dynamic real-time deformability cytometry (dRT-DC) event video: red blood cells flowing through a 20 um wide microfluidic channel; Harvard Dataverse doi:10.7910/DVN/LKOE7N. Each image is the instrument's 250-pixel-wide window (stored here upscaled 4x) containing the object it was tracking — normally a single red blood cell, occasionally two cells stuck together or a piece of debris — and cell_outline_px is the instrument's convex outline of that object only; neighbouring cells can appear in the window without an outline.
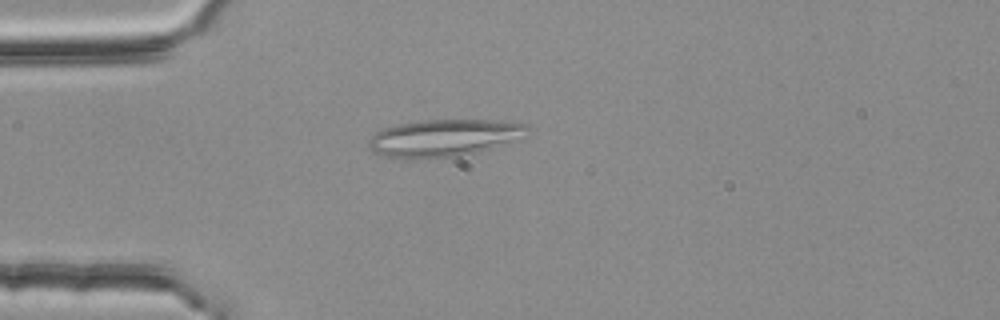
{"species": "common noctule bat (a hibernating species)", "species_latin": "Nyctalus noctula", "temperature_condition": "room temperature", "stored_images_in_passage": 44, "segment_of_instrument_passage": [1, 2], "camera_frame_rate_fps": 3000, "um_per_image_px": 0.085, "animal": {"sex": "female", "body_mass_g": 25.1}, "frame": {"image": 1, "passage_image": 4, "time_ms": 1.0, "image_size_px": [1000, 320], "cell_outline_px": [[528, 128], [520, 140], [468, 156], [416, 160], [388, 156], [376, 152], [368, 148], [368, 140], [376, 132], [384, 128], [400, 124], [424, 120], [488, 120], [528, 124]], "centroid_in_image_um": [37.77, 11.75], "position_along_channel_um": 47.2, "area_um2": 34.85}}